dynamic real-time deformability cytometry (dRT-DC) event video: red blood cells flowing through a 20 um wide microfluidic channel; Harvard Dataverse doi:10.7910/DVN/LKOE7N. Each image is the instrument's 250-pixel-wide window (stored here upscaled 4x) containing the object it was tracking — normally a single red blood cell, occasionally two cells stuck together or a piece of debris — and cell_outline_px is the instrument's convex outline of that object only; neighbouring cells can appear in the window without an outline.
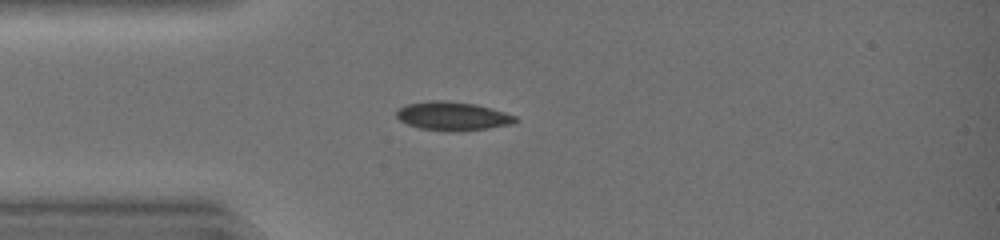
{"species": "common noctule bat (a hibernating species)", "species_latin": "Nyctalus noctula", "temperature_condition": "warm", "stored_images_in_passage": 33, "camera_frame_rate_fps": 3000, "um_per_image_px": 0.085, "animal": {"sex": "female", "body_mass_g": 19.0, "forearm_length_mm": 51.5}, "frame": {"image": 1, "passage_image": 1, "time_ms": 0.0, "image_size_px": [1000, 240], "cell_outline_px": [[520, 120], [512, 124], [488, 128], [456, 132], [420, 128], [408, 124], [400, 120], [396, 116], [396, 112], [404, 104], [428, 100], [448, 100], [476, 104], [492, 108], [516, 116]], "centroid_in_image_um": [38.49, 9.85], "position_along_channel_um": 46.5, "area_um2": 20.06}}
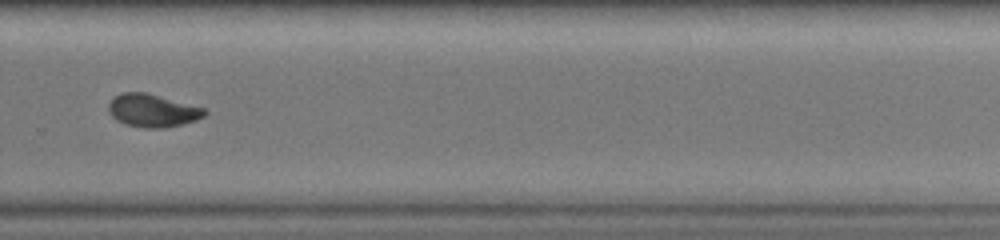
{"frame": {"image": 2, "passage_image": 20, "time_ms": 6.333, "image_size_px": [1000, 240], "cell_outline_px": [[208, 112], [204, 116], [196, 120], [184, 124], [164, 128], [144, 128], [124, 124], [116, 120], [108, 112], [108, 104], [120, 92], [148, 92], [204, 108]], "centroid_in_image_um": [12.96, 9.4], "position_along_channel_um": 316.8, "area_um2": 18.61}}
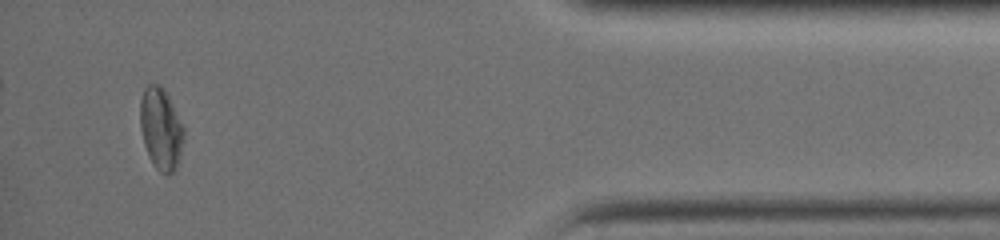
{"frame": {"image": 3, "passage_image": 30, "time_ms": 9.667, "image_size_px": [1000, 240], "cell_outline_px": [[184, 136], [176, 168], [168, 176], [160, 172], [152, 164], [148, 156], [144, 144], [140, 128], [140, 100], [144, 88], [148, 84], [160, 84], [164, 88], [184, 128]], "centroid_in_image_um": [13.65, 10.94], "position_along_channel_um": 421.5, "area_um2": 20.81}, "authors_computed_cell_mechanics": {"area_um2": 19.7098, "velocity_mm_per_s": 4.4469, "shape_relaxation_time_tau1_ms": 6.353, "shape_relaxation_time_tau2_ms": 2.0071, "deformation_change_tau1": 0.2018, "deformation_change_tau2": 0.0308}}